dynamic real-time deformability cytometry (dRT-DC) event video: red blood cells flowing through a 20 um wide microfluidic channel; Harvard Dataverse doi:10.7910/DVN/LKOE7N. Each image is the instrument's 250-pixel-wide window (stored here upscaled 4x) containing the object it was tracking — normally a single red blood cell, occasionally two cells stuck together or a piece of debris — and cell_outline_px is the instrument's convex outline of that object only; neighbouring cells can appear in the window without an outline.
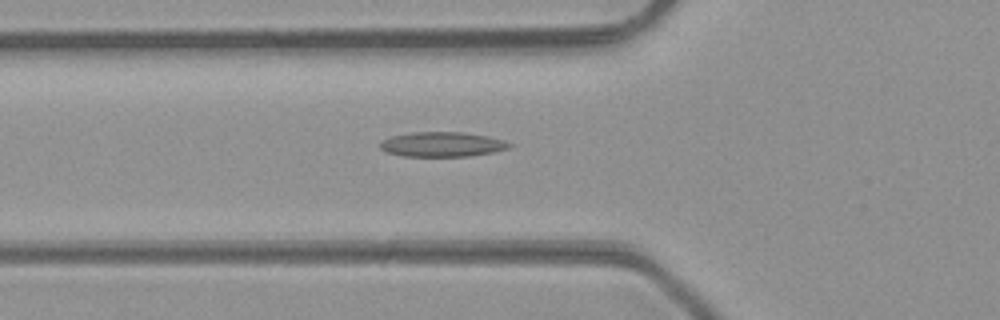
{"species": "common noctule bat (a hibernating species)", "species_latin": "Nyctalus noctula", "temperature_condition": "room temperature", "stored_images_in_passage": 29, "camera_frame_rate_fps": 3000, "um_per_image_px": 0.085, "animal": {"sex": "male", "body_mass_g": 23.1, "forearm_length_mm": 52.7}, "frame": {"image": 1, "passage_image": 2, "time_ms": 0.333, "image_size_px": [1000, 320], "cell_outline_px": [[512, 144], [508, 148], [492, 152], [468, 156], [404, 156], [384, 152], [380, 148], [380, 140], [392, 136], [412, 132], [464, 132], [488, 136], [504, 140]], "centroid_in_image_um": [37.54, 12.26], "position_along_channel_um": 88.3, "area_um2": 18.67}}
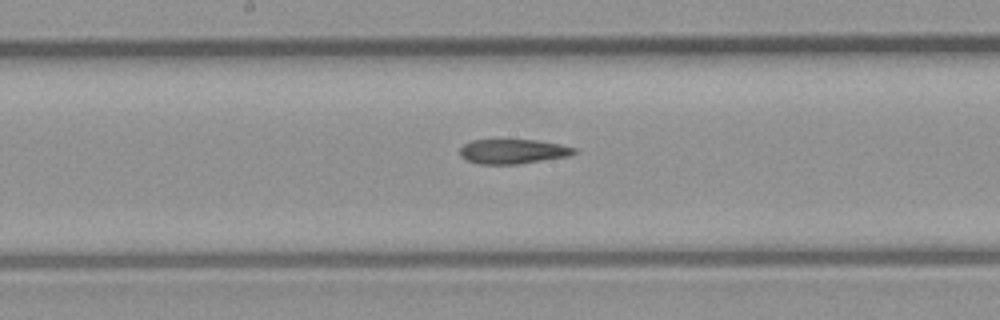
{"frame": {"image": 2, "passage_image": 10, "time_ms": 3.0, "image_size_px": [1000, 320], "cell_outline_px": [[576, 152], [568, 156], [516, 164], [480, 164], [468, 160], [460, 156], [460, 148], [464, 144], [472, 140], [536, 140], [560, 144], [576, 148]], "centroid_in_image_um": [43.58, 12.87], "position_along_channel_um": 204.6, "area_um2": 16.18}}
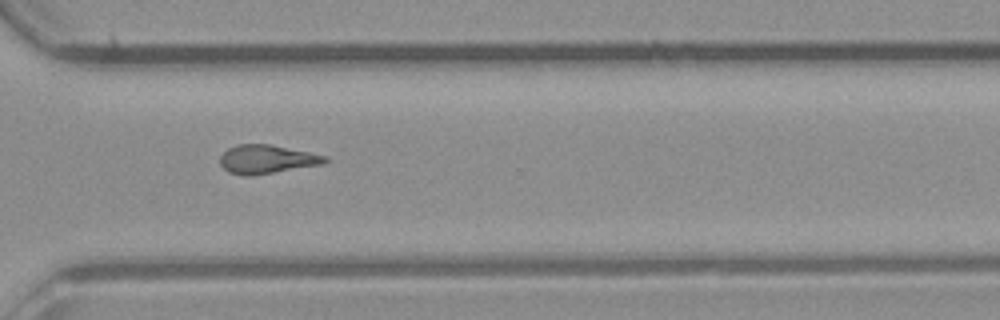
{"frame": {"image": 3, "passage_image": 20, "time_ms": 6.333, "image_size_px": [1000, 320], "cell_outline_px": [[332, 160], [324, 164], [252, 176], [244, 176], [228, 172], [220, 164], [220, 156], [228, 148], [236, 144], [268, 144], [328, 156]], "centroid_in_image_um": [22.7, 13.54], "position_along_channel_um": 347.9, "area_um2": 17.69}}